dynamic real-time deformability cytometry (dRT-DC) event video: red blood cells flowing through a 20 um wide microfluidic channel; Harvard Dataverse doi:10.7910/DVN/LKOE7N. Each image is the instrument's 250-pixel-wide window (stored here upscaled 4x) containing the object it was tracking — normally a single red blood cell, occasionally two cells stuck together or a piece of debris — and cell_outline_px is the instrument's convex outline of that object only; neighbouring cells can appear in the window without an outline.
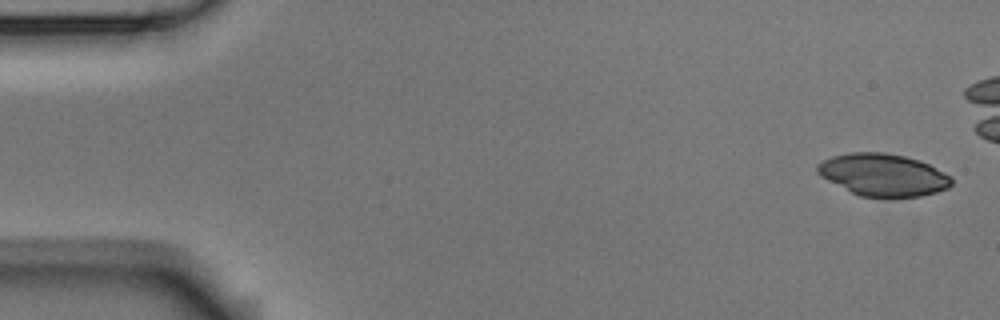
{"species": "Egyptian fruit bat (a non-hibernating species)", "species_latin": "Rousettus aegyptiacus", "temperature_condition": "room temperature", "stored_images_in_passage": 6, "camera_frame_rate_fps": 3000, "um_per_image_px": 0.085, "animal": {"sex": "male"}, "frame": {"image": 1, "passage_image": 1, "time_ms": 0.0, "image_size_px": [1000, 320], "cell_outline_px": [[952, 184], [948, 188], [936, 192], [920, 196], [860, 196], [820, 176], [816, 172], [816, 168], [824, 160], [832, 156], [852, 152], [884, 152], [904, 156], [920, 160], [952, 176]], "centroid_in_image_um": [75.09, 14.84], "position_along_channel_um": 9.9, "area_um2": 32.66}}